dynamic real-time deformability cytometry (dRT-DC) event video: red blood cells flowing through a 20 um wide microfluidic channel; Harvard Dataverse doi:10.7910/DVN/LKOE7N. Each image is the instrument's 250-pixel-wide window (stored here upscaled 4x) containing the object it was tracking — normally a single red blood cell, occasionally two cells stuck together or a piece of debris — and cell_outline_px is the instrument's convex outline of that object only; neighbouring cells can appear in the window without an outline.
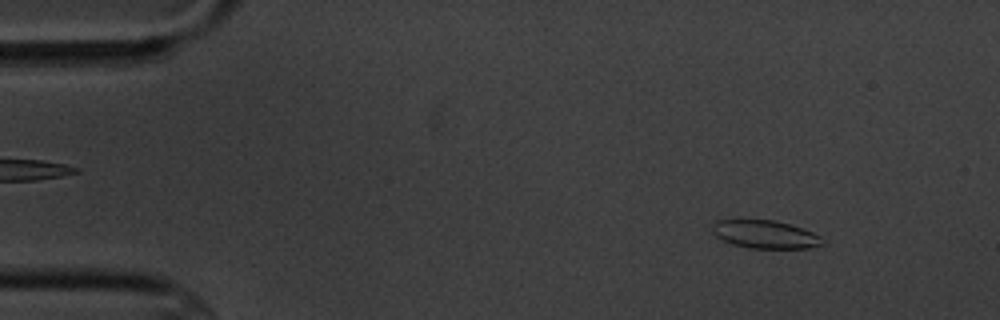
{"species": "common noctule bat (a hibernating species)", "species_latin": "Nyctalus noctula", "temperature_condition": "cold", "stored_images_in_passage": 4, "camera_frame_rate_fps": 3000, "um_per_image_px": 0.085, "animal": {"sex": "male", "body_mass_g": 20.1, "forearm_length_mm": 53.5}, "frame": {"image": 1, "passage_image": 1, "time_ms": 0.0, "image_size_px": [1000, 320], "cell_outline_px": [[824, 244], [808, 248], [748, 248], [732, 244], [716, 236], [712, 232], [712, 224], [716, 220], [776, 220], [792, 224], [812, 232], [820, 236]], "centroid_in_image_um": [65.03, 19.91], "position_along_channel_um": 20.0, "area_um2": 18.03}}